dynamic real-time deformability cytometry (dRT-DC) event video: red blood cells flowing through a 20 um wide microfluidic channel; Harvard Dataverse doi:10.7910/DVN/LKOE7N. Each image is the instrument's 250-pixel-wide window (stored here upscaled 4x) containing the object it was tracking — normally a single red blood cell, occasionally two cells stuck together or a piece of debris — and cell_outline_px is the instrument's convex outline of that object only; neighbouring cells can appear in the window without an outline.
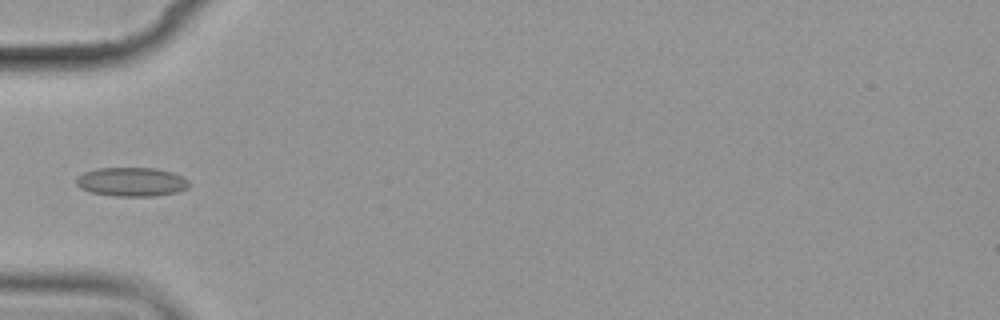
{"species": "common noctule bat (a hibernating species)", "species_latin": "Nyctalus noctula", "temperature_condition": "cold", "stored_images_in_passage": 1, "camera_frame_rate_fps": 3000, "um_per_image_px": 0.085, "animal": {"sex": "female", "body_mass_g": 19.9}, "frame": {"image": 1, "passage_image": 1, "time_ms": 0.0, "image_size_px": [1000, 320], "cell_outline_px": [[192, 184], [188, 188], [176, 192], [152, 196], [112, 196], [92, 192], [80, 188], [76, 184], [76, 176], [84, 172], [96, 168], [156, 168], [172, 172], [184, 176]], "centroid_in_image_um": [11.2, 15.45], "position_along_channel_um": 73.8, "area_um2": 19.25}}